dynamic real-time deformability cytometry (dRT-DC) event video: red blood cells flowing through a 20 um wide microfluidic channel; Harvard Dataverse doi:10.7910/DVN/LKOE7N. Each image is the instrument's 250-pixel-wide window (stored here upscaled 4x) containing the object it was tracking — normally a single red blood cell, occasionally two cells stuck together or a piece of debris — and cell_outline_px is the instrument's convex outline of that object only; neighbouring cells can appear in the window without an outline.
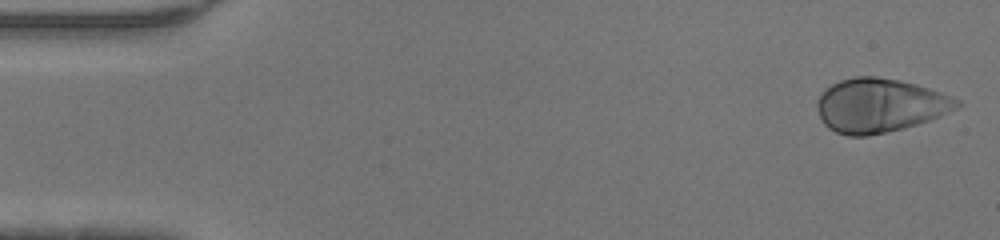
{"species": "human", "species_latin": "Homo sapiens", "temperature_condition": "warm", "stored_images_in_passage": 46, "camera_frame_rate_fps": 3000, "um_per_image_px": 0.085, "donor": {"sex": "male"}, "frame": {"image": 1, "passage_image": 1, "time_ms": 0.0, "image_size_px": [1000, 240], "cell_outline_px": [[964, 104], [948, 112], [928, 120], [904, 128], [868, 136], [848, 136], [836, 132], [828, 128], [824, 124], [816, 108], [816, 100], [832, 84], [840, 80], [856, 76], [876, 76], [900, 80], [916, 84], [952, 96], [960, 100]], "centroid_in_image_um": [74.77, 8.96], "position_along_channel_um": 10.2, "area_um2": 43.81}}
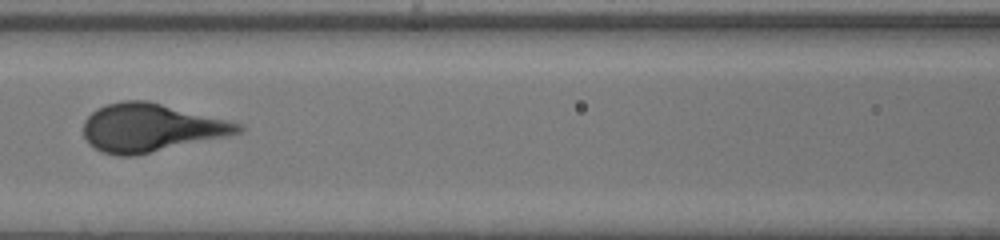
{"frame": {"image": 2, "passage_image": 20, "time_ms": 6.333, "image_size_px": [1000, 240], "cell_outline_px": [[244, 128], [240, 132], [224, 136], [132, 156], [120, 156], [100, 152], [88, 144], [84, 136], [84, 120], [96, 108], [104, 104], [124, 100], [148, 100], [244, 124]], "centroid_in_image_um": [12.77, 10.84], "position_along_channel_um": 153.8, "area_um2": 43.18}}
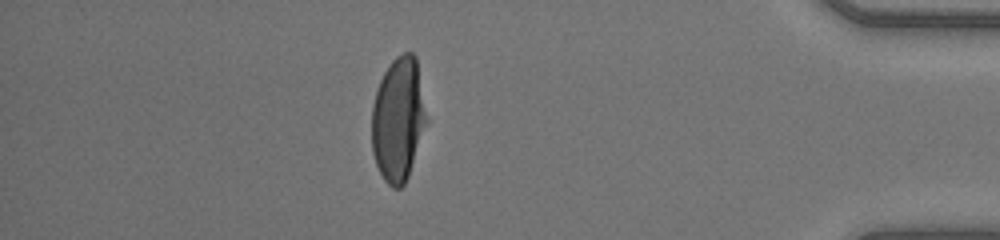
{"frame": {"image": 3, "passage_image": 40, "time_ms": 13.0, "image_size_px": [1000, 240], "cell_outline_px": [[428, 120], [408, 176], [404, 184], [400, 188], [392, 188], [384, 180], [376, 164], [372, 152], [372, 104], [380, 80], [384, 72], [392, 60], [396, 56], [404, 52], [412, 52], [416, 56]], "centroid_in_image_um": [33.85, 10.13], "position_along_channel_um": 401.3, "area_um2": 39.65}}